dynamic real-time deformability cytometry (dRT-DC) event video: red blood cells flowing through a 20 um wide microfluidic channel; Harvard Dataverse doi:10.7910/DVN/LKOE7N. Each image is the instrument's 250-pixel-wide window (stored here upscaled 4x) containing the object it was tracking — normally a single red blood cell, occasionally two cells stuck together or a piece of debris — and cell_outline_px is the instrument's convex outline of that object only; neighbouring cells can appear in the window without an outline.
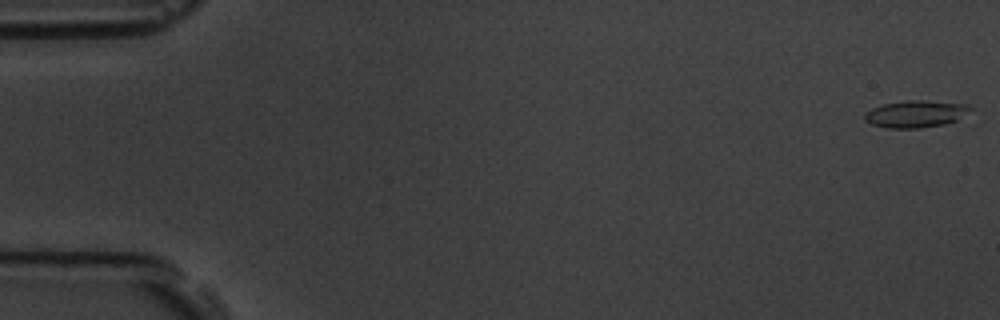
{"species": "common noctule bat (a hibernating species)", "species_latin": "Nyctalus noctula", "temperature_condition": "room temperature", "stored_images_in_passage": 5, "camera_frame_rate_fps": 3000, "um_per_image_px": 0.085, "animal": {"sex": "male", "body_mass_g": 19.5, "forearm_length_mm": 54.6}, "frame": {"image": 1, "passage_image": 1, "time_ms": 0.0, "image_size_px": [1000, 320], "cell_outline_px": [[972, 108], [956, 120], [944, 124], [920, 128], [888, 128], [872, 124], [864, 120], [864, 112], [872, 108], [884, 104], [904, 100], [924, 100], [968, 104]], "centroid_in_image_um": [77.79, 9.67], "position_along_channel_um": 7.2, "area_um2": 16.59}}
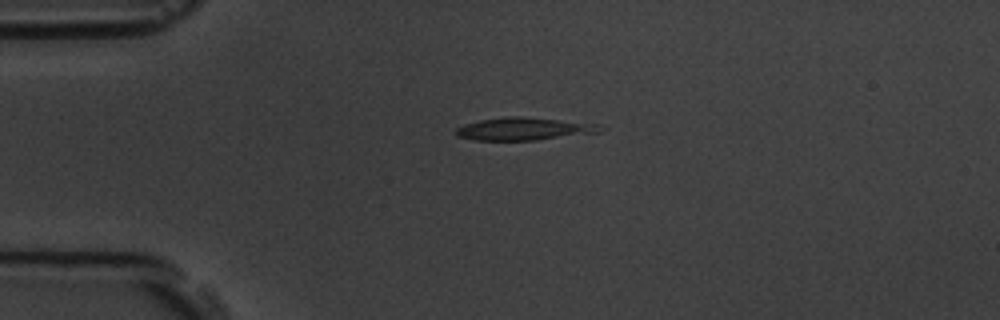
{"frame": {"image": 2, "passage_image": 5, "time_ms": 4.333, "image_size_px": [1000, 320], "cell_outline_px": [[608, 128], [600, 132], [536, 140], [476, 140], [456, 136], [456, 128], [464, 124], [480, 120], [504, 116], [520, 116], [596, 124]], "centroid_in_image_um": [44.53, 10.95], "position_along_channel_um": 40.5, "area_um2": 18.96}}